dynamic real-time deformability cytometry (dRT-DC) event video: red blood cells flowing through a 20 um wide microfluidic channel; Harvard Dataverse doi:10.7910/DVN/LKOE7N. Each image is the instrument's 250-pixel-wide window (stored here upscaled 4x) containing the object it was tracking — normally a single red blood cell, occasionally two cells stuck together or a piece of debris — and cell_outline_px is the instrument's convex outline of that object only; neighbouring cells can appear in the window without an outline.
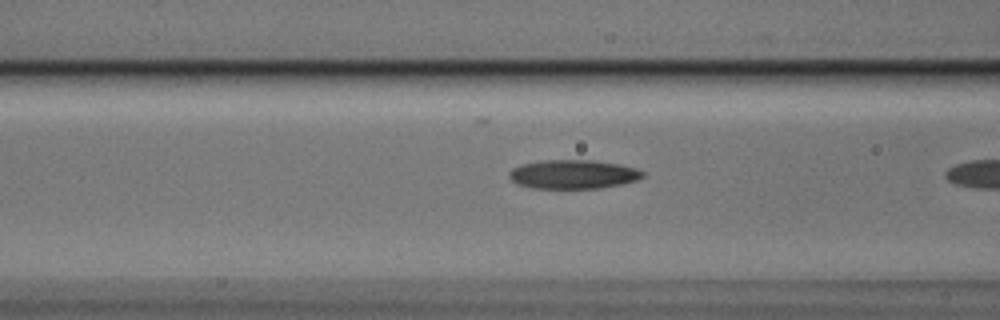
{"species": "Egyptian fruit bat (a non-hibernating species)", "species_latin": "Rousettus aegyptiacus", "temperature_condition": "cold", "stored_images_in_passage": 18, "camera_frame_rate_fps": 3000, "um_per_image_px": 0.085, "animal": {"sex": "male"}, "frame": {"image": 1, "passage_image": 16, "time_ms": 5.0, "image_size_px": [1000, 320], "cell_outline_px": [[644, 176], [636, 180], [620, 184], [600, 188], [532, 188], [516, 184], [508, 176], [508, 172], [512, 168], [520, 164], [544, 160], [592, 160], [620, 164], [636, 168], [644, 172]], "centroid_in_image_um": [48.68, 14.81], "position_along_channel_um": 117.9, "area_um2": 22.6}}